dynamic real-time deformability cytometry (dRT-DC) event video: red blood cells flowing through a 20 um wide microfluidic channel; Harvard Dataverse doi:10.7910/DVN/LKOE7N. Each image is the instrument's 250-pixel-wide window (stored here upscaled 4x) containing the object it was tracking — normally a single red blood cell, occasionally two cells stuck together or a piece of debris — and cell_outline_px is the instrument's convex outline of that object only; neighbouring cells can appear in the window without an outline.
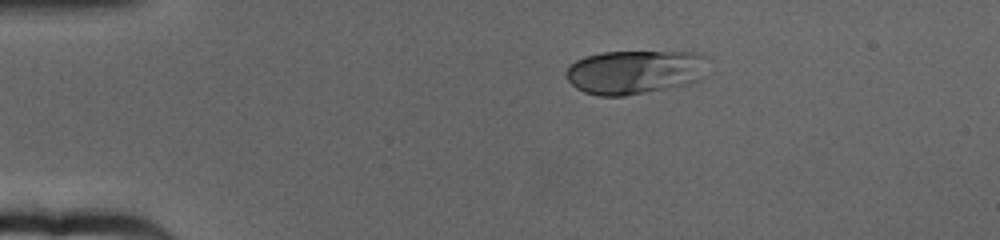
{"species": "human", "species_latin": "Homo sapiens", "temperature_condition": "cold", "stored_images_in_passage": 53, "camera_frame_rate_fps": 3000, "um_per_image_px": 0.085, "donor": {"sex": "female"}, "frame": {"image": 1, "passage_image": 1, "time_ms": 0.0, "image_size_px": [1000, 240], "cell_outline_px": [[708, 76], [692, 84], [624, 96], [596, 96], [584, 92], [576, 88], [568, 80], [564, 72], [576, 60], [588, 56], [604, 52], [704, 52]], "centroid_in_image_um": [54.04, 6.13], "position_along_channel_um": 31.0, "area_um2": 36.88}}
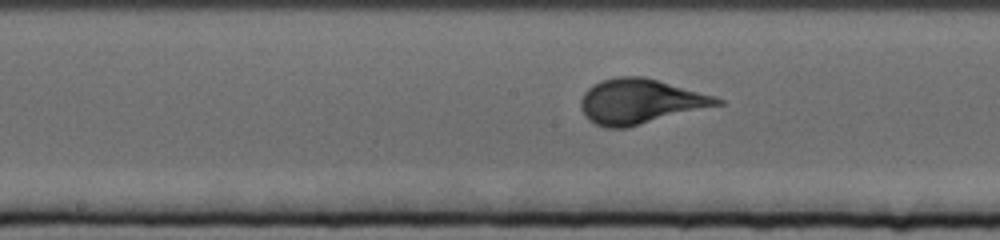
{"frame": {"image": 2, "passage_image": 22, "time_ms": 7.0, "image_size_px": [1000, 240], "cell_outline_px": [[724, 104], [628, 128], [604, 128], [588, 120], [584, 116], [580, 108], [580, 100], [584, 92], [592, 84], [600, 80], [616, 76], [644, 76], [716, 96], [724, 100]], "centroid_in_image_um": [54.4, 8.63], "position_along_channel_um": 193.8, "area_um2": 36.24}}
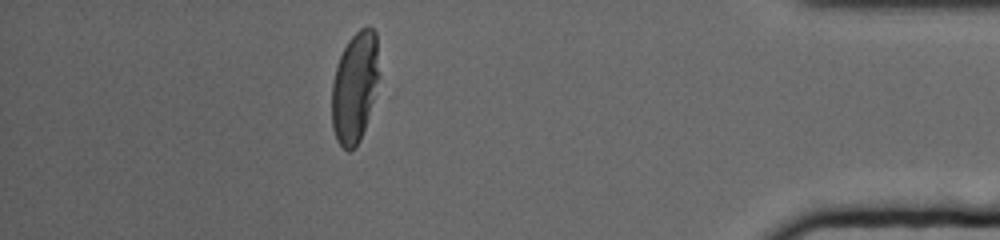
{"frame": {"image": 3, "passage_image": 46, "time_ms": 15.0, "image_size_px": [1000, 240], "cell_outline_px": [[380, 76], [364, 128], [360, 140], [348, 152], [336, 140], [332, 128], [332, 84], [336, 68], [340, 56], [348, 40], [360, 28], [372, 28], [376, 32]], "centroid_in_image_um": [30.16, 7.39], "position_along_channel_um": 405.0, "area_um2": 30.29}}